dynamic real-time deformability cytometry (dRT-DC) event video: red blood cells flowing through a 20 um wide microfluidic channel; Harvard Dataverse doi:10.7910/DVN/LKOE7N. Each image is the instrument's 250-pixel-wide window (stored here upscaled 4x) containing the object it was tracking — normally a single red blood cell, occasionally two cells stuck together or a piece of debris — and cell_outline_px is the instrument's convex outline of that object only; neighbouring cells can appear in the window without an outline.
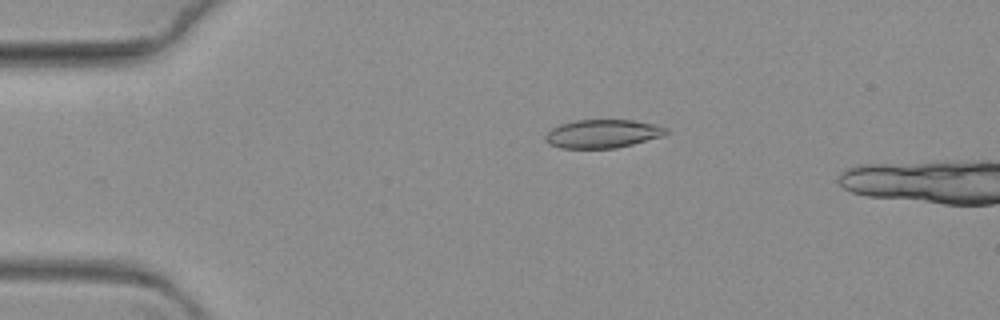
{"species": "common noctule bat (a hibernating species)", "species_latin": "Nyctalus noctula", "temperature_condition": "warm", "stored_images_in_passage": 20, "camera_frame_rate_fps": 3000, "um_per_image_px": 0.085, "animal": {"sex": "female", "body_mass_g": 19.3, "forearm_length_mm": 54.1}, "frame": {"image": 1, "passage_image": 15, "time_ms": 4.667, "image_size_px": [1000, 320], "cell_outline_px": [[668, 132], [664, 136], [616, 148], [560, 148], [548, 144], [544, 140], [544, 136], [552, 128], [560, 124], [576, 120], [632, 120], [652, 124], [668, 128]], "centroid_in_image_um": [51.2, 11.37], "position_along_channel_um": 33.8, "area_um2": 20.0}}